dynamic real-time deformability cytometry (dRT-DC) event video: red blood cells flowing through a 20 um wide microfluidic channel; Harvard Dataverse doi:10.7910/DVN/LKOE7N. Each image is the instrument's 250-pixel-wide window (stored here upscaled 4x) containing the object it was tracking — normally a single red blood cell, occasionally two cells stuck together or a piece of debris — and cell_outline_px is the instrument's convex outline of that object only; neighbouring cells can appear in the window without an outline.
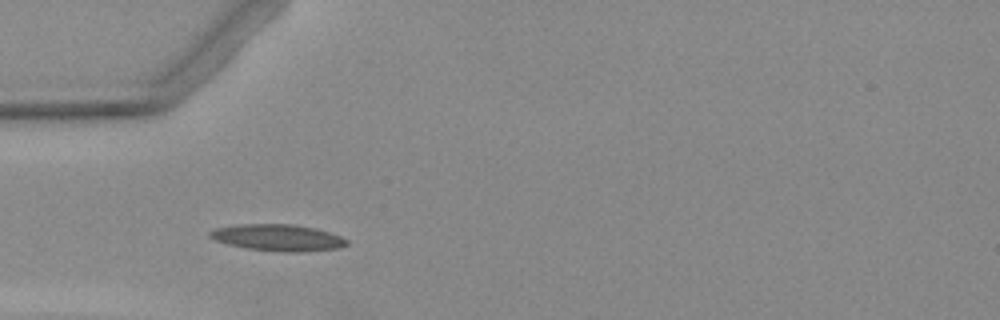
{"species": "Egyptian fruit bat (a non-hibernating species)", "species_latin": "Rousettus aegyptiacus", "temperature_condition": "warm", "stored_images_in_passage": 4, "camera_frame_rate_fps": 3000, "um_per_image_px": 0.085, "animal": {"sex": "female"}, "frame": {"image": 1, "passage_image": 3, "time_ms": 3.333, "image_size_px": [1000, 320], "cell_outline_px": [[348, 244], [336, 248], [296, 252], [288, 252], [248, 248], [228, 244], [216, 240], [208, 236], [208, 232], [216, 228], [240, 224], [292, 224], [312, 228], [328, 232], [340, 236], [348, 240]], "centroid_in_image_um": [23.59, 20.19], "position_along_channel_um": 61.4, "area_um2": 20.75}}